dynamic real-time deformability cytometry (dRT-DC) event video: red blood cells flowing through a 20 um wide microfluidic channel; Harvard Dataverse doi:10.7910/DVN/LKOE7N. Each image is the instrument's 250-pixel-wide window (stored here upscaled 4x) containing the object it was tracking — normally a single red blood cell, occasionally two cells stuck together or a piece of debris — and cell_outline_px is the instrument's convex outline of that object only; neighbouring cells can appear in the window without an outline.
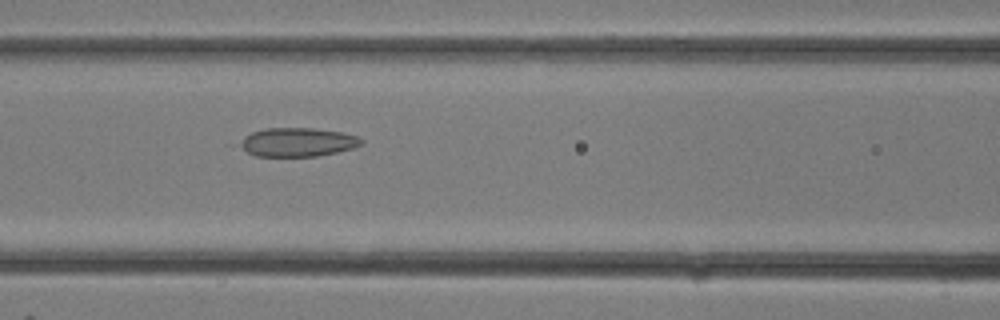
{"species": "common noctule bat (a hibernating species)", "species_latin": "Nyctalus noctula", "temperature_condition": "room temperature", "stored_images_in_passage": 21, "camera_frame_rate_fps": 3000, "um_per_image_px": 0.085, "animal": {"sex": "female"}, "frame": {"image": 1, "passage_image": 12, "time_ms": 3.667, "image_size_px": [1000, 320], "cell_outline_px": [[364, 144], [352, 148], [336, 152], [316, 156], [256, 156], [224, 144], [252, 132], [264, 128], [312, 128], [340, 132], [360, 136], [364, 140]], "centroid_in_image_um": [25.08, 12.08], "position_along_channel_um": 141.5, "area_um2": 21.33}}
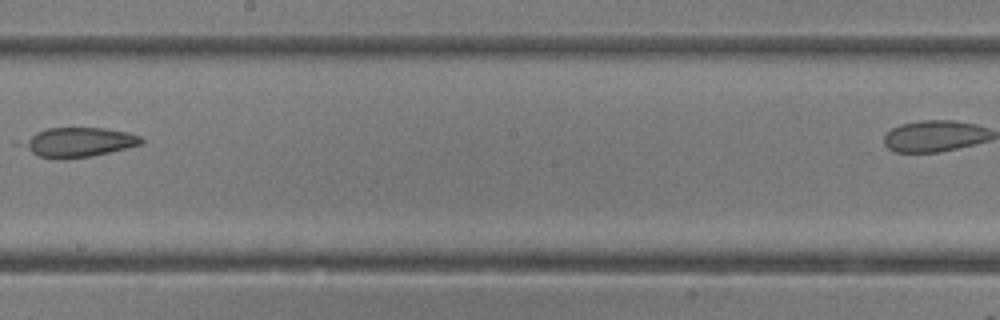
{"frame": {"image": 2, "passage_image": 16, "time_ms": 5.0, "image_size_px": [1000, 320], "cell_outline_px": [[144, 140], [140, 144], [92, 156], [60, 160], [56, 160], [40, 156], [12, 144], [36, 132], [48, 128], [108, 128], [128, 132], [140, 136]], "centroid_in_image_um": [6.54, 12.09], "position_along_channel_um": 241.7, "area_um2": 20.81}}
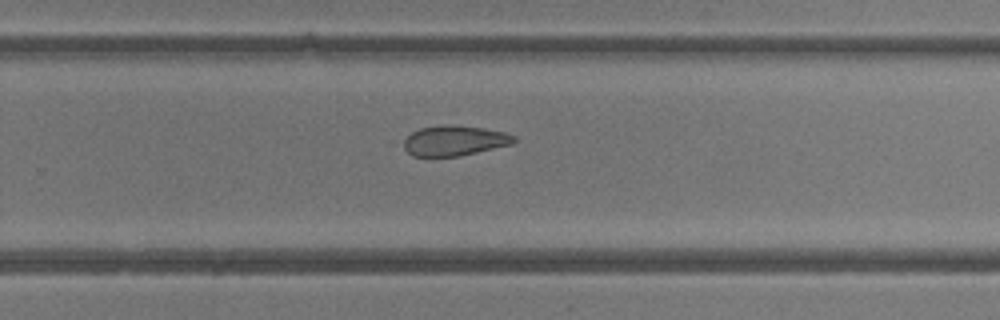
{"frame": {"image": 3, "passage_image": 18, "time_ms": 5.667, "image_size_px": [1000, 320], "cell_outline_px": [[516, 140], [512, 144], [460, 156], [412, 156], [396, 144], [412, 132], [420, 128], [452, 124], [484, 128], [504, 132], [516, 136]], "centroid_in_image_um": [38.54, 11.96], "position_along_channel_um": 291.3, "area_um2": 19.77}}